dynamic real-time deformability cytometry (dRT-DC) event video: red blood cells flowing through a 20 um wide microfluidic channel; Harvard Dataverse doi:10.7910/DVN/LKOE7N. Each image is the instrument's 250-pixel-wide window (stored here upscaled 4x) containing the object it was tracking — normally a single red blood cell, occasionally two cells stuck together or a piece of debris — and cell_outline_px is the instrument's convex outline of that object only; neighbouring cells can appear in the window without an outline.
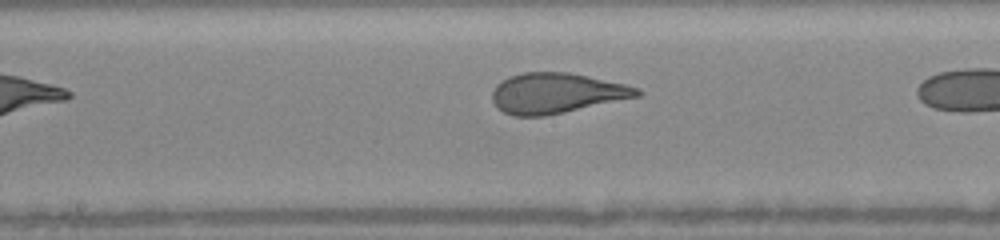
{"species": "human", "species_latin": "Homo sapiens", "temperature_condition": "warm", "stored_images_in_passage": 21, "camera_frame_rate_fps": 3000, "um_per_image_px": 0.085, "donor": {"sex": "female"}, "frame": {"image": 1, "passage_image": 17, "time_ms": 3.333, "image_size_px": [1000, 240], "cell_outline_px": [[644, 92], [640, 96], [548, 116], [512, 116], [496, 108], [492, 100], [492, 92], [496, 84], [500, 80], [508, 76], [520, 72], [568, 72], [588, 76], [624, 84], [640, 88]], "centroid_in_image_um": [47.27, 7.92], "position_along_channel_um": 200.9, "area_um2": 34.45}}